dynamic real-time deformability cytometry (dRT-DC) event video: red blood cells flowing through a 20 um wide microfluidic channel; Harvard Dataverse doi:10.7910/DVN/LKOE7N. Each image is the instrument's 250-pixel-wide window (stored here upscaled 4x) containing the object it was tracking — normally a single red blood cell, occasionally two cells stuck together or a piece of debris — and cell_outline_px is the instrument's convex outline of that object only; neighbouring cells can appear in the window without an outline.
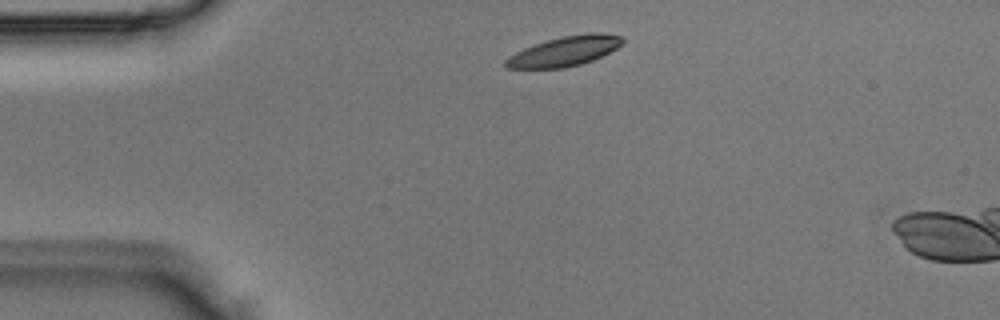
{"species": "Egyptian fruit bat (a non-hibernating species)", "species_latin": "Rousettus aegyptiacus", "temperature_condition": "room temperature", "stored_images_in_passage": 3, "camera_frame_rate_fps": 3000, "um_per_image_px": 0.085, "animal": {"sex": "male"}, "frame": {"image": 1, "passage_image": 1, "time_ms": 0.0, "image_size_px": [1000, 320], "cell_outline_px": [[624, 44], [592, 60], [580, 64], [564, 68], [504, 68], [504, 60], [508, 56], [524, 48], [548, 40], [564, 36], [592, 32], [600, 32], [620, 36], [624, 40]], "centroid_in_image_um": [47.97, 4.36], "position_along_channel_um": 37.0, "area_um2": 20.06}}